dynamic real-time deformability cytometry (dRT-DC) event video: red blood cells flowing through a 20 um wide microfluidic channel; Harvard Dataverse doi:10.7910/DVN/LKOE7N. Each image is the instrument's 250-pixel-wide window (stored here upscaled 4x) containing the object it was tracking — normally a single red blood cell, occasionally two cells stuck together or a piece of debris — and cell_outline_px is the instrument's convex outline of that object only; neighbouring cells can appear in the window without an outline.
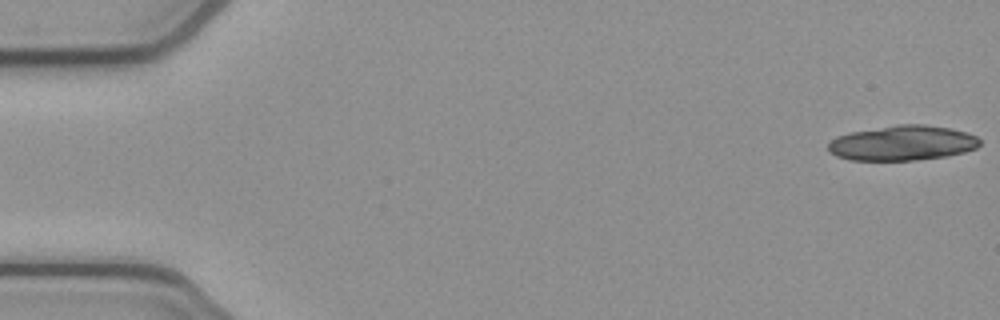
{"species": "common noctule bat (a hibernating species)", "species_latin": "Nyctalus noctula", "temperature_condition": "cold", "stored_images_in_passage": 29, "camera_frame_rate_fps": 3000, "um_per_image_px": 0.085, "animal": {"sex": "female", "body_mass_g": 21.9}, "frame": {"image": 1, "passage_image": 1, "time_ms": 0.0, "image_size_px": [1000, 320], "cell_outline_px": [[980, 144], [976, 148], [964, 152], [948, 156], [916, 160], [848, 160], [836, 156], [828, 152], [828, 144], [836, 136], [852, 132], [896, 124], [924, 124], [948, 128], [964, 132], [976, 136], [980, 140]], "centroid_in_image_um": [76.69, 12.16], "position_along_channel_um": 8.3, "area_um2": 30.92}}